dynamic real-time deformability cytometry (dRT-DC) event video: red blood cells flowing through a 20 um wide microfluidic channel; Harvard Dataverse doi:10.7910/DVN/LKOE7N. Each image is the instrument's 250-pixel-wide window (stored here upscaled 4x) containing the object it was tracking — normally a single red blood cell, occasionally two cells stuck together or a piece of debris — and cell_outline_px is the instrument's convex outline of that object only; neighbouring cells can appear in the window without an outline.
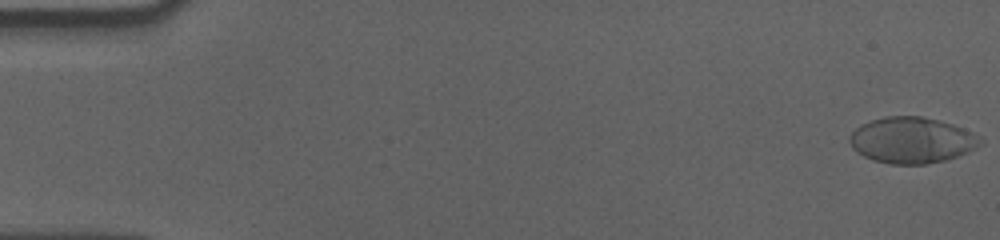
{"species": "human", "species_latin": "Homo sapiens", "temperature_condition": "cold", "stored_images_in_passage": 58, "camera_frame_rate_fps": 3000, "um_per_image_px": 0.085, "donor": {"sex": "male"}, "frame": {"image": 1, "passage_image": 1, "time_ms": 0.0, "image_size_px": [1000, 240], "cell_outline_px": [[984, 144], [976, 148], [956, 156], [944, 160], [924, 164], [888, 164], [872, 160], [856, 152], [852, 148], [848, 140], [848, 136], [860, 124], [884, 116], [920, 116], [940, 120], [964, 128], [980, 136], [984, 140]], "centroid_in_image_um": [77.49, 11.91], "position_along_channel_um": 7.5, "area_um2": 35.37}}
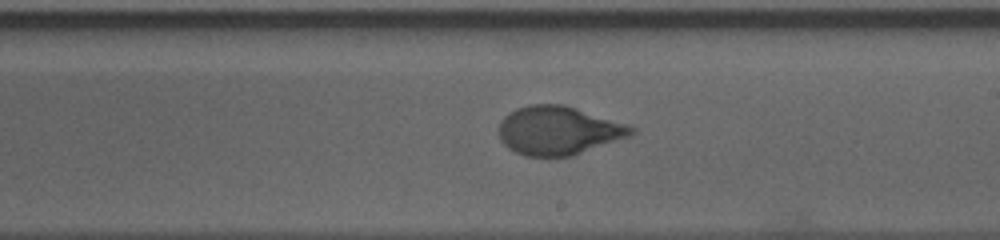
{"frame": {"image": 2, "passage_image": 34, "time_ms": 11.0, "image_size_px": [1000, 240], "cell_outline_px": [[636, 132], [632, 136], [572, 156], [524, 156], [508, 148], [500, 140], [500, 120], [508, 112], [516, 108], [528, 104], [564, 104], [628, 124], [636, 128]], "centroid_in_image_um": [47.49, 11.09], "position_along_channel_um": 241.5, "area_um2": 37.86}}
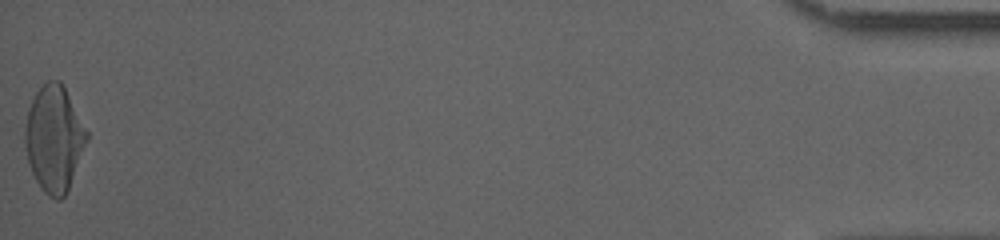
{"frame": {"image": 3, "passage_image": 58, "time_ms": 19.0, "image_size_px": [1000, 240], "cell_outline_px": [[88, 140], [68, 188], [64, 196], [60, 200], [56, 200], [48, 196], [40, 188], [28, 164], [24, 144], [24, 128], [28, 108], [36, 92], [48, 80], [60, 80], [88, 132]], "centroid_in_image_um": [4.57, 11.8], "position_along_channel_um": 430.6, "area_um2": 37.97}, "authors_computed_cell_mechanics": {"area_um2": 36.9342, "velocity_mm_per_s": 3.5512, "shape_relaxation_time_tau1_ms": 4.8404, "shape_relaxation_time_tau2_ms": null, "deformation_change_tau1": 0.1988, "deformation_change_tau2": null}}